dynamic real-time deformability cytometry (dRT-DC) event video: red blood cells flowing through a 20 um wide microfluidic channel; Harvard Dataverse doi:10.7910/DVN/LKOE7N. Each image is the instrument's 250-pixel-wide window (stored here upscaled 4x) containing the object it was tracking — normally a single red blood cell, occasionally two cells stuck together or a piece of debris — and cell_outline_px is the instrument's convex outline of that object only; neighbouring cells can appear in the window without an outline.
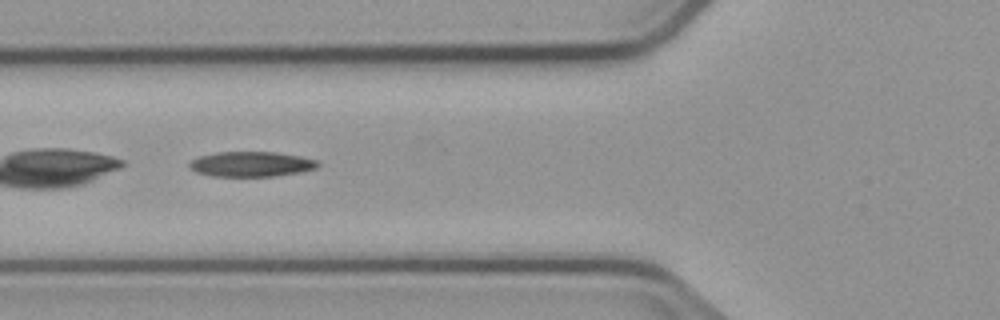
{"species": "common noctule bat (a hibernating species)", "species_latin": "Nyctalus noctula", "temperature_condition": "cold", "stored_images_in_passage": 7, "camera_frame_rate_fps": 3000, "um_per_image_px": 0.085, "animal": {"sex": "male", "body_mass_g": 23.1, "forearm_length_mm": 52.7}, "frame": {"image": 1, "passage_image": 6, "time_ms": 6.0, "image_size_px": [1000, 320], "cell_outline_px": [[320, 164], [316, 168], [300, 172], [276, 176], [212, 176], [196, 172], [188, 164], [192, 160], [200, 156], [216, 152], [276, 152], [300, 156], [316, 160]], "centroid_in_image_um": [21.37, 13.95], "position_along_channel_um": 104.4, "area_um2": 18.67}}
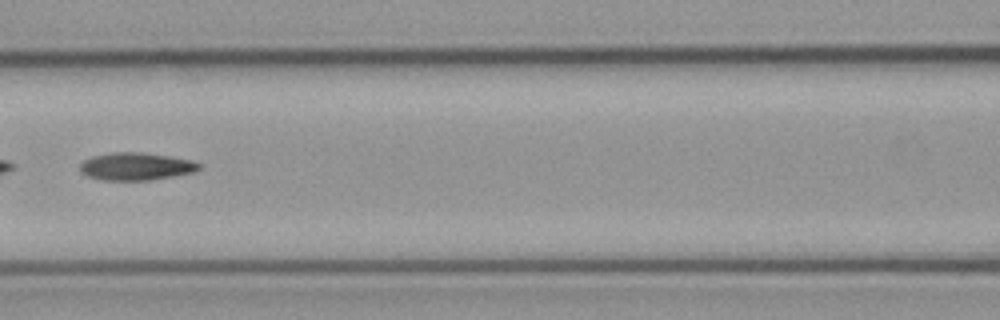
{"frame": {"image": 2, "passage_image": 7, "time_ms": 7.333, "image_size_px": [1000, 320], "cell_outline_px": [[200, 168], [196, 172], [148, 180], [104, 180], [88, 176], [80, 172], [80, 164], [84, 160], [92, 156], [112, 152], [140, 152], [168, 156], [192, 160], [200, 164]], "centroid_in_image_um": [11.55, 14.14], "position_along_channel_um": 155.0, "area_um2": 19.07}}